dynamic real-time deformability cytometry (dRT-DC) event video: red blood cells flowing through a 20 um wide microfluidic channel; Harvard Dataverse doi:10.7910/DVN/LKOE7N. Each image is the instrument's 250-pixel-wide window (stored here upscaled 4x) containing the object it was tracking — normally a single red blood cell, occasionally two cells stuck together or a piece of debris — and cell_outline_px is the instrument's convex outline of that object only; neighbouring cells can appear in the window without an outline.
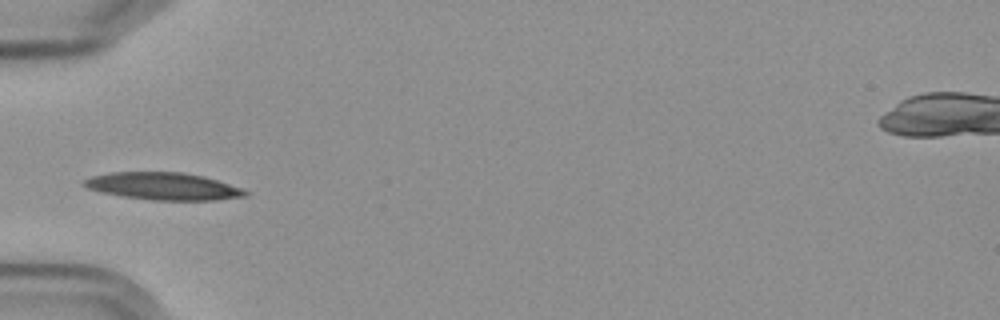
{"species": "Egyptian fruit bat (a non-hibernating species)", "species_latin": "Rousettus aegyptiacus", "temperature_condition": "cold", "stored_images_in_passage": 6, "camera_frame_rate_fps": 3000, "um_per_image_px": 0.085, "frame": {"image": 1, "passage_image": 4, "time_ms": 3.667, "image_size_px": [1000, 320], "cell_outline_px": [[248, 196], [216, 200], [152, 200], [120, 196], [100, 192], [88, 188], [80, 184], [84, 180], [92, 176], [112, 172], [180, 172], [204, 176], [240, 188], [248, 192]], "centroid_in_image_um": [13.84, 15.83], "position_along_channel_um": 71.2, "area_um2": 25.61}}
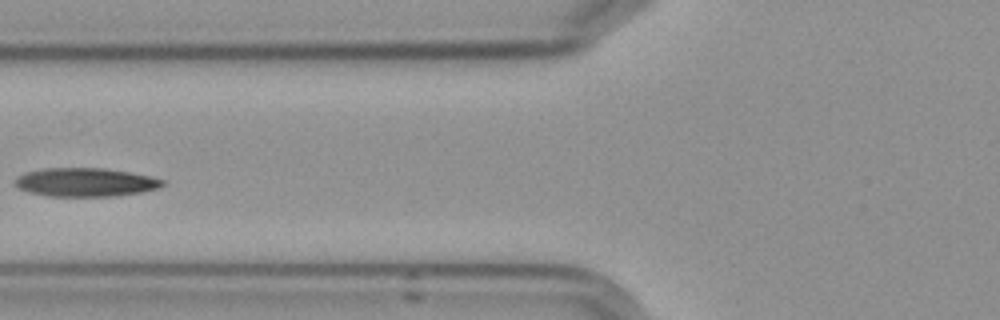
{"frame": {"image": 2, "passage_image": 5, "time_ms": 5.0, "image_size_px": [1000, 320], "cell_outline_px": [[168, 184], [160, 188], [140, 192], [116, 196], [48, 196], [28, 192], [16, 188], [16, 176], [24, 172], [44, 168], [104, 168], [152, 176], [164, 180]], "centroid_in_image_um": [7.28, 15.49], "position_along_channel_um": 118.5, "area_um2": 24.85}}
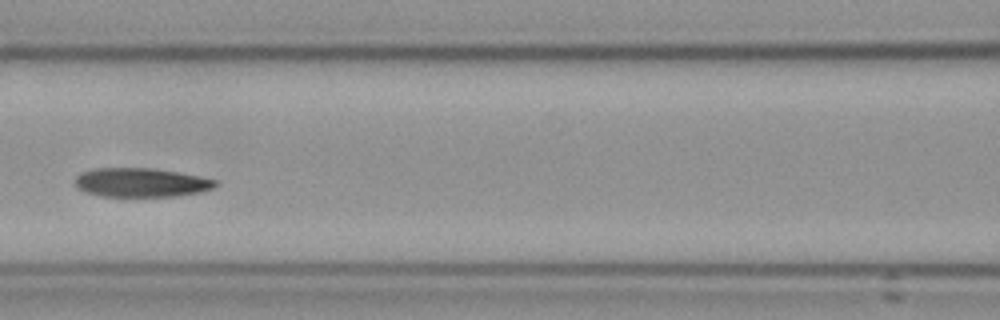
{"frame": {"image": 3, "passage_image": 6, "time_ms": 6.0, "image_size_px": [1000, 320], "cell_outline_px": [[220, 184], [212, 188], [200, 192], [180, 196], [100, 196], [76, 188], [76, 176], [92, 168], [152, 168], [200, 176], [216, 180]], "centroid_in_image_um": [12.02, 15.51], "position_along_channel_um": 154.6, "area_um2": 23.64}}